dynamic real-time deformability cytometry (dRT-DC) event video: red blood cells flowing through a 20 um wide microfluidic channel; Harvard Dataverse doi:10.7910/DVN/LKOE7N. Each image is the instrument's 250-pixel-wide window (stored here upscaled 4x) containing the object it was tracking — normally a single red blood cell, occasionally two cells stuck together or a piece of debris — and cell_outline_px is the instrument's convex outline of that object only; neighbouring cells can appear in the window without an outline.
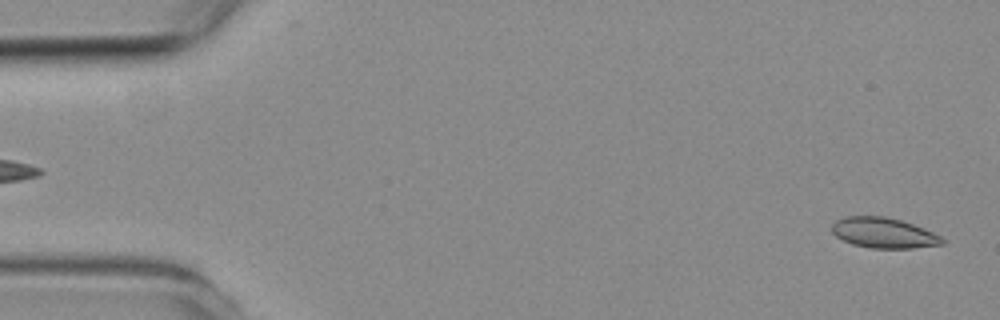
{"species": "common noctule bat (a hibernating species)", "species_latin": "Nyctalus noctula", "temperature_condition": "room temperature", "stored_images_in_passage": 6, "segment_of_instrument_passage": [2, 2], "camera_frame_rate_fps": 3000, "um_per_image_px": 0.085, "animal": {"sex": "female", "body_mass_g": 19.3, "forearm_length_mm": 54.1}, "frame": {"image": 1, "passage_image": 6, "time_ms": 5.667, "image_size_px": [1000, 320], "cell_outline_px": [[948, 240], [944, 244], [912, 248], [868, 248], [852, 244], [836, 236], [832, 232], [832, 224], [836, 220], [844, 216], [884, 216], [900, 220], [912, 224], [932, 232]], "centroid_in_image_um": [75.11, 19.8], "position_along_channel_um": 9.9, "area_um2": 19.54}}